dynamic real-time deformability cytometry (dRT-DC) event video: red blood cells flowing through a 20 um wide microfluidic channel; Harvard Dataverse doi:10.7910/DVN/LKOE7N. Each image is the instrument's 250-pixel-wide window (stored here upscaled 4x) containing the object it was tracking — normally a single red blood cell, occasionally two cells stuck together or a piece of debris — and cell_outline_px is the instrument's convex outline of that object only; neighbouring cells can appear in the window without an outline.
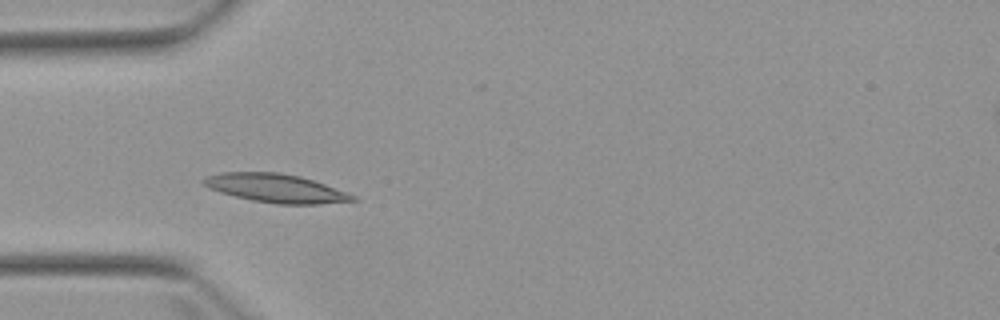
{"species": "Egyptian fruit bat (a non-hibernating species)", "species_latin": "Rousettus aegyptiacus", "temperature_condition": "warm", "stored_images_in_passage": 4, "camera_frame_rate_fps": 3000, "um_per_image_px": 0.085, "animal": {"sex": "female"}, "frame": {"image": 1, "passage_image": 4, "time_ms": 3.333, "image_size_px": [1000, 320], "cell_outline_px": [[360, 200], [320, 204], [276, 204], [252, 200], [220, 192], [208, 188], [200, 180], [208, 176], [220, 172], [280, 172], [300, 176], [348, 192], [356, 196]], "centroid_in_image_um": [23.47, 16.0], "position_along_channel_um": 61.5, "area_um2": 24.85}}